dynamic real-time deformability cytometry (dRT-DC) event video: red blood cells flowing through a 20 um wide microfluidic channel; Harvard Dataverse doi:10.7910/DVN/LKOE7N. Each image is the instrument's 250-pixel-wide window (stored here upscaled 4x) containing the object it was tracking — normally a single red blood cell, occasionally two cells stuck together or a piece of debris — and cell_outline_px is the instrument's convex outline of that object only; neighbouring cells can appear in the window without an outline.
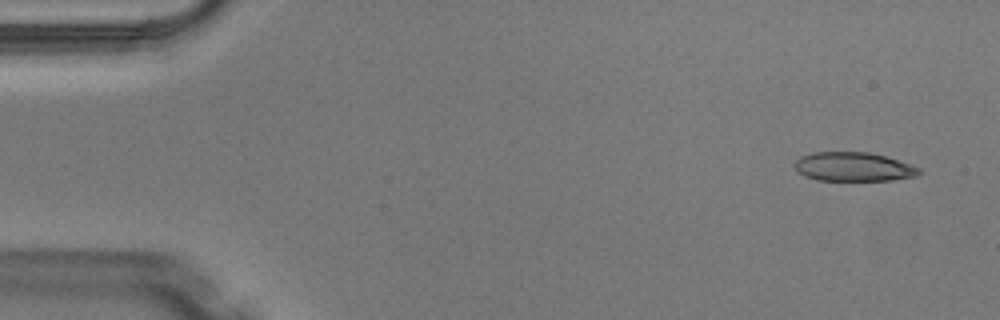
{"species": "Egyptian fruit bat (a non-hibernating species)", "species_latin": "Rousettus aegyptiacus", "temperature_condition": "warm", "stored_images_in_passage": 3, "camera_frame_rate_fps": 3000, "um_per_image_px": 0.085, "animal": {"sex": "male"}, "frame": {"image": 1, "passage_image": 1, "time_ms": 0.0, "image_size_px": [1000, 320], "cell_outline_px": [[924, 172], [916, 176], [892, 180], [816, 180], [804, 176], [796, 172], [792, 164], [800, 156], [812, 152], [868, 152], [888, 156], [912, 164], [920, 168]], "centroid_in_image_um": [72.54, 14.17], "position_along_channel_um": 12.5, "area_um2": 21.5}}